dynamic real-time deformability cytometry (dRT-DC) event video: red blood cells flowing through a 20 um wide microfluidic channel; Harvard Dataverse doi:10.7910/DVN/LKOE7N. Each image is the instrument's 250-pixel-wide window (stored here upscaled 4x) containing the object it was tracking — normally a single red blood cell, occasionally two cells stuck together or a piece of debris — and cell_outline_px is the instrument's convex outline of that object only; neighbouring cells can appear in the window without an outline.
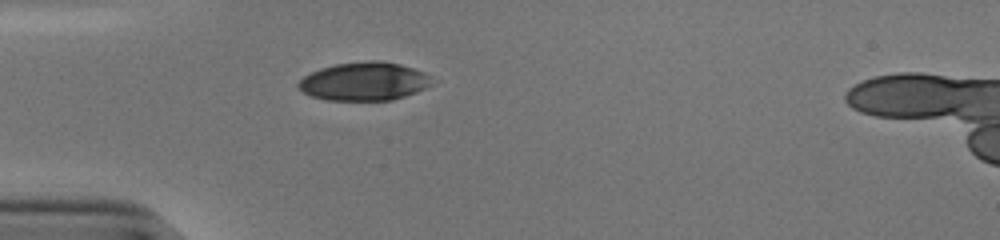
{"species": "human", "species_latin": "Homo sapiens", "temperature_condition": "cold", "stored_images_in_passage": 28, "camera_frame_rate_fps": 3000, "um_per_image_px": 0.085, "donor": {"sex": "male"}, "frame": {"image": 1, "passage_image": 1, "time_ms": 0.0, "image_size_px": [1000, 240], "cell_outline_px": [[432, 84], [416, 92], [392, 100], [328, 100], [312, 96], [296, 88], [296, 84], [304, 76], [320, 68], [336, 64], [368, 60], [380, 60], [400, 64], [424, 72], [432, 76]], "centroid_in_image_um": [30.95, 6.91], "position_along_channel_um": 54.0, "area_um2": 29.88}}
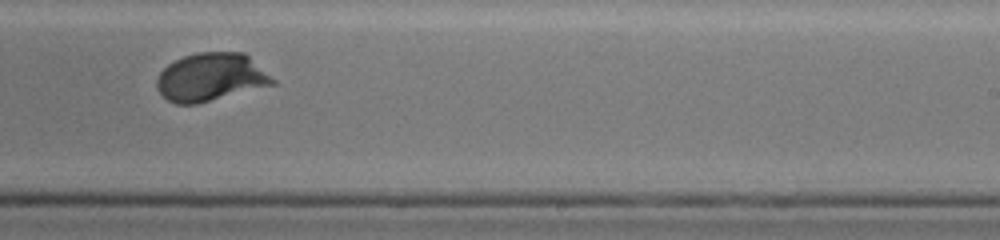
{"frame": {"image": 2, "passage_image": 19, "time_ms": 6.0, "image_size_px": [1000, 240], "cell_outline_px": [[276, 84], [196, 104], [176, 104], [168, 100], [156, 88], [156, 80], [160, 72], [168, 64], [184, 56], [196, 52], [244, 52], [276, 80]], "centroid_in_image_um": [17.92, 6.56], "position_along_channel_um": 271.1, "area_um2": 32.37}}
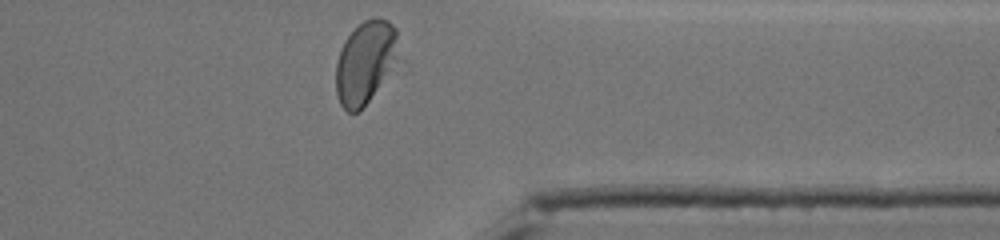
{"frame": {"image": 3, "passage_image": 28, "time_ms": 9.0, "image_size_px": [1000, 240], "cell_outline_px": [[396, 60], [360, 112], [348, 112], [340, 104], [336, 92], [336, 60], [340, 48], [344, 40], [364, 20], [380, 16], [388, 20], [396, 28]], "centroid_in_image_um": [30.99, 5.27], "position_along_channel_um": 380.4, "area_um2": 29.48}, "authors_computed_cell_mechanics": {"area_um2": 31.8189, "velocity_mm_per_s": 3.8055, "shape_relaxation_time_tau1_ms": 3.4931, "shape_relaxation_time_tau2_ms": null, "deformation_change_tau1": 0.1808, "deformation_change_tau2": null}}